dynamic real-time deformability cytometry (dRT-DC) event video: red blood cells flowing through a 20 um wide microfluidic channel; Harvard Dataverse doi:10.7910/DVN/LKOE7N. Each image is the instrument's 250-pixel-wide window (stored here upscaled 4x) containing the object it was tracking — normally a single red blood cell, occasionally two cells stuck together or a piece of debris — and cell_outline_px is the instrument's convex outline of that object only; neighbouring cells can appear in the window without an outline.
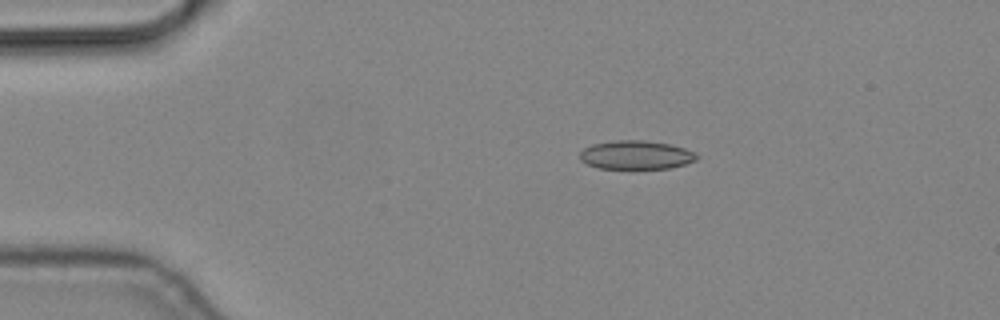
{"species": "common noctule bat (a hibernating species)", "species_latin": "Nyctalus noctula", "temperature_condition": "cold", "stored_images_in_passage": 2, "camera_frame_rate_fps": 3000, "um_per_image_px": 0.085, "animal": {"sex": "male", "body_mass_g": 19.2, "forearm_length_mm": 51.8}, "frame": {"image": 1, "passage_image": 1, "time_ms": 0.0, "image_size_px": [1000, 320], "cell_outline_px": [[700, 156], [696, 160], [672, 168], [636, 172], [628, 172], [596, 168], [580, 160], [580, 152], [584, 148], [592, 144], [616, 140], [644, 140], [668, 144], [684, 148]], "centroid_in_image_um": [54.03, 13.24], "position_along_channel_um": 31.0, "area_um2": 20.63}}